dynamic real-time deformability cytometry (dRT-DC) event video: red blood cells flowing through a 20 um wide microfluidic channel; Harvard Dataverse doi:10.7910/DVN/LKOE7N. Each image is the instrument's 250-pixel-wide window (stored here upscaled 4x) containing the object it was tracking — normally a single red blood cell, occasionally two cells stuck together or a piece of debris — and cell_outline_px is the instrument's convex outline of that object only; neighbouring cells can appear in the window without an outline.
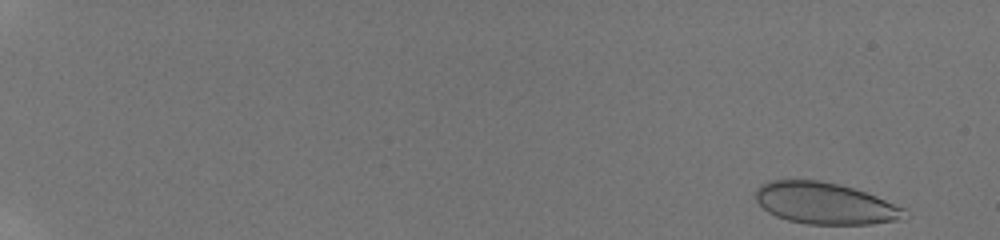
{"species": "human", "species_latin": "Homo sapiens", "temperature_condition": "room temperature", "stored_images_in_passage": 62, "camera_frame_rate_fps": 3000, "um_per_image_px": 0.085, "donor": {"sex": "male"}, "frame": {"image": 1, "passage_image": 1, "time_ms": 0.0, "image_size_px": [1000, 240], "cell_outline_px": [[904, 220], [872, 224], [808, 224], [788, 220], [776, 216], [768, 212], [756, 200], [756, 188], [760, 184], [768, 180], [820, 180], [840, 184], [876, 196], [904, 208]], "centroid_in_image_um": [70.11, 17.28], "position_along_channel_um": 14.9, "area_um2": 36.01}}
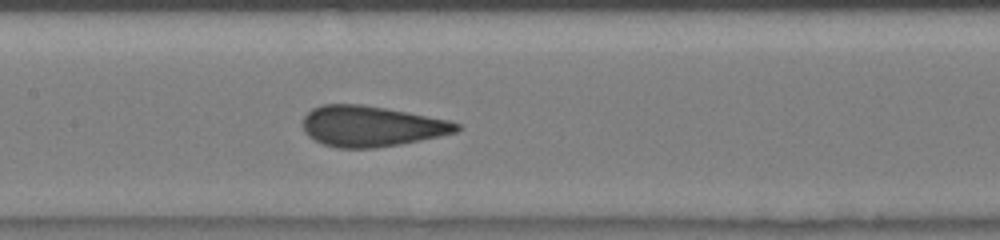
{"frame": {"image": 2, "passage_image": 34, "time_ms": 9.0, "image_size_px": [1000, 240], "cell_outline_px": [[460, 128], [456, 132], [440, 136], [400, 144], [376, 148], [336, 148], [324, 144], [308, 136], [304, 132], [304, 116], [312, 108], [320, 104], [360, 104], [384, 108], [448, 120], [460, 124]], "centroid_in_image_um": [31.53, 10.73], "position_along_channel_um": 175.9, "area_um2": 36.18}}
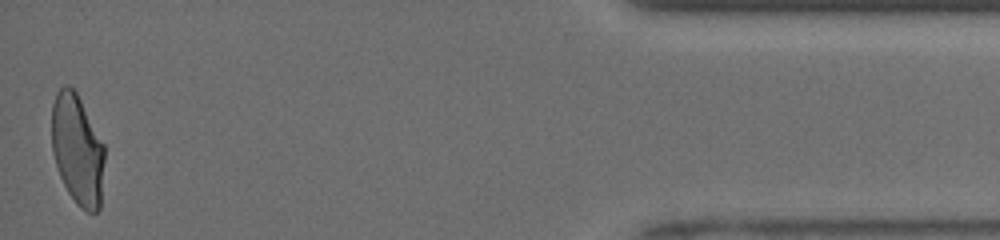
{"frame": {"image": 3, "passage_image": 62, "time_ms": 16.667, "image_size_px": [1000, 240], "cell_outline_px": [[104, 160], [100, 208], [96, 212], [88, 212], [80, 208], [76, 204], [68, 192], [60, 176], [52, 152], [52, 104], [56, 92], [64, 84], [68, 84], [76, 92], [104, 144]], "centroid_in_image_um": [6.57, 12.72], "position_along_channel_um": 428.6, "area_um2": 33.99}}